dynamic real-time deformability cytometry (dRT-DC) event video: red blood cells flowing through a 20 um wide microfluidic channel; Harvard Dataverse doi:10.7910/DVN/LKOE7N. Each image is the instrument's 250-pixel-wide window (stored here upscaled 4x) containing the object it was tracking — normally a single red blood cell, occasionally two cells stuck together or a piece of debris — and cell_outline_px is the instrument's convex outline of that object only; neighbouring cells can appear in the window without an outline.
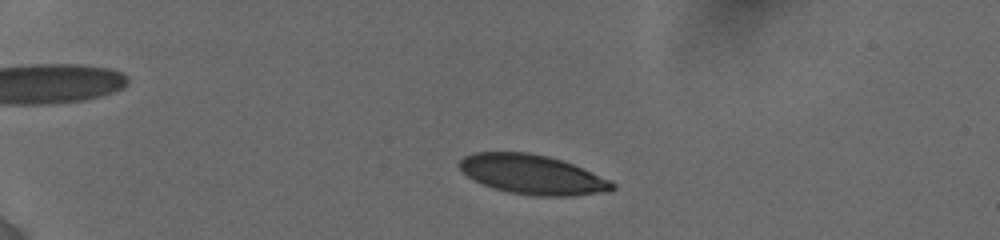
{"species": "human", "species_latin": "Homo sapiens", "temperature_condition": "cold", "stored_images_in_passage": 7, "camera_frame_rate_fps": 3000, "um_per_image_px": 0.085, "donor": {"sex": "female"}, "frame": {"image": 1, "passage_image": 3, "time_ms": 1.667, "image_size_px": [1000, 240], "cell_outline_px": [[616, 188], [612, 192], [572, 196], [536, 196], [508, 192], [492, 188], [468, 176], [460, 168], [460, 160], [464, 156], [472, 152], [528, 152], [548, 156], [572, 164], [612, 180], [616, 184]], "centroid_in_image_um": [45.32, 14.84], "position_along_channel_um": 39.7, "area_um2": 35.32}}
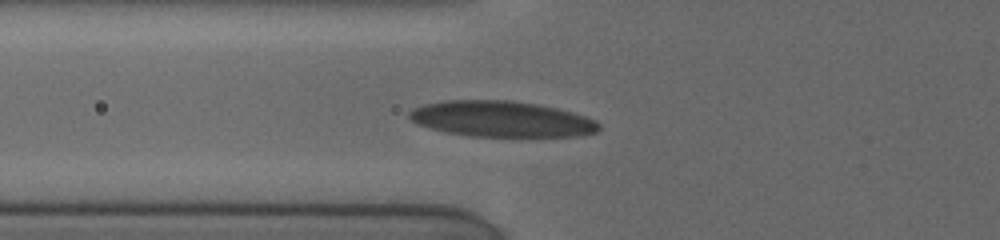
{"frame": {"image": 2, "passage_image": 7, "time_ms": 4.667, "image_size_px": [1000, 240], "cell_outline_px": [[600, 128], [596, 132], [580, 136], [520, 140], [468, 136], [444, 132], [416, 124], [408, 116], [408, 112], [412, 108], [424, 104], [444, 100], [512, 100], [536, 104], [556, 108], [572, 112], [596, 120], [600, 124]], "centroid_in_image_um": [42.66, 10.17], "position_along_channel_um": 83.1, "area_um2": 41.38}}